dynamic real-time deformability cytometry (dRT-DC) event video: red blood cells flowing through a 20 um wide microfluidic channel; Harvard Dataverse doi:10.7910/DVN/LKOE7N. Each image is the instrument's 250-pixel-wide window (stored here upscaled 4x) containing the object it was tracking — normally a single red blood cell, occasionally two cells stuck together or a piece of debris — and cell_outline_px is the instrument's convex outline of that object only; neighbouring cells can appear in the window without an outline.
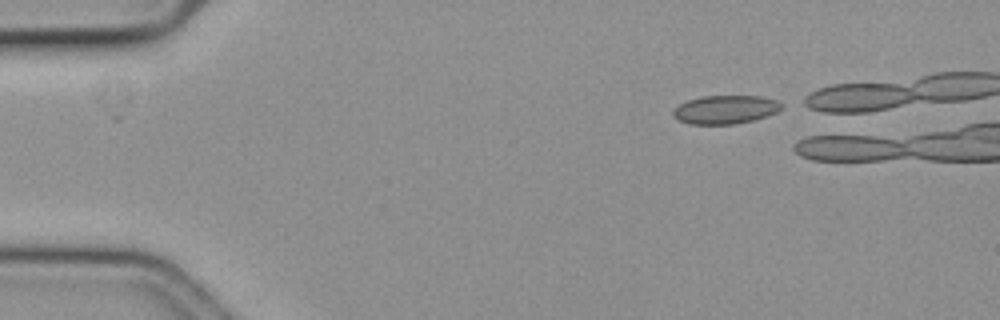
{"species": "common noctule bat (a hibernating species)", "species_latin": "Nyctalus noctula", "temperature_condition": "cold", "stored_images_in_passage": 8, "camera_frame_rate_fps": 3000, "um_per_image_px": 0.085, "animal": {"sex": "female", "body_mass_g": 19.3, "forearm_length_mm": 54.1}, "frame": {"image": 1, "passage_image": 1, "time_ms": 0.0, "image_size_px": [1000, 320], "cell_outline_px": [[784, 108], [776, 112], [752, 120], [736, 124], [688, 124], [672, 116], [672, 112], [680, 104], [688, 100], [700, 96], [760, 96], [776, 100], [784, 104]], "centroid_in_image_um": [61.66, 9.31], "position_along_channel_um": 23.3, "area_um2": 17.98}}